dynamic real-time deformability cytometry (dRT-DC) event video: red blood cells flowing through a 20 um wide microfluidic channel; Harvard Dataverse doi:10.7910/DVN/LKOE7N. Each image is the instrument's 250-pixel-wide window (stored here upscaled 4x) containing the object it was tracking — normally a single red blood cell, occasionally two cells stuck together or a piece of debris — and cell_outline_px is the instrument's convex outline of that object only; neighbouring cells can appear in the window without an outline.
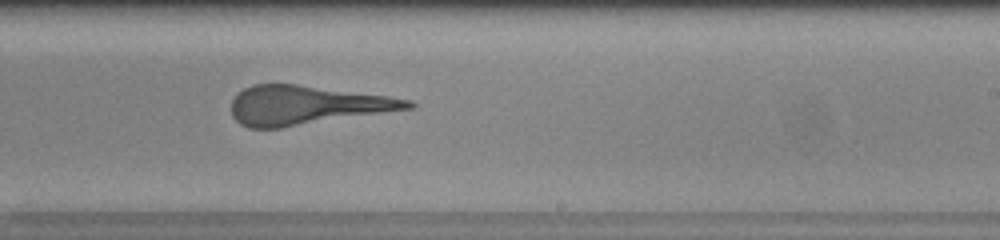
{"species": "human", "species_latin": "Homo sapiens", "temperature_condition": "warm", "stored_images_in_passage": 33, "camera_frame_rate_fps": 3000, "um_per_image_px": 0.085, "donor": {"sex": "female"}, "frame": {"image": 1, "passage_image": 19, "time_ms": 6.0, "image_size_px": [1000, 240], "cell_outline_px": [[416, 108], [280, 128], [248, 128], [240, 124], [232, 116], [232, 100], [244, 88], [252, 84], [296, 84], [388, 96], [412, 100], [416, 104]], "centroid_in_image_um": [26.08, 8.95], "position_along_channel_um": 262.9, "area_um2": 40.17}}